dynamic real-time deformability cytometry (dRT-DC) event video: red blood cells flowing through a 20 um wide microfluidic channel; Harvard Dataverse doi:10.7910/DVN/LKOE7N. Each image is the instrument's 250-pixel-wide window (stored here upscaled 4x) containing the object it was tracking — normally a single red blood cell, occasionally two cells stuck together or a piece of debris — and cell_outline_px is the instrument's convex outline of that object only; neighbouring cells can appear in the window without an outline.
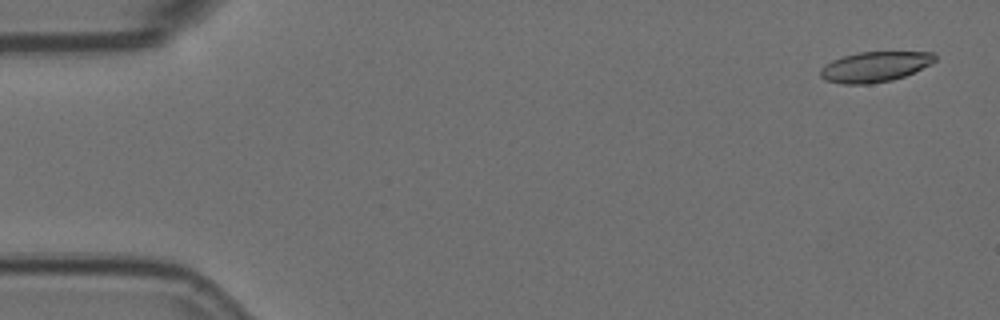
{"species": "Egyptian fruit bat (a non-hibernating species)", "species_latin": "Rousettus aegyptiacus", "temperature_condition": "room temperature", "stored_images_in_passage": 3, "camera_frame_rate_fps": 3000, "um_per_image_px": 0.085, "animal": {"sex": "female"}, "frame": {"image": 1, "passage_image": 1, "time_ms": 0.0, "image_size_px": [1000, 320], "cell_outline_px": [[936, 60], [932, 64], [904, 76], [892, 80], [868, 84], [844, 84], [824, 80], [820, 76], [820, 68], [824, 64], [832, 60], [844, 56], [860, 52], [932, 52], [936, 56]], "centroid_in_image_um": [74.35, 5.68], "position_along_channel_um": 10.7, "area_um2": 20.23}}